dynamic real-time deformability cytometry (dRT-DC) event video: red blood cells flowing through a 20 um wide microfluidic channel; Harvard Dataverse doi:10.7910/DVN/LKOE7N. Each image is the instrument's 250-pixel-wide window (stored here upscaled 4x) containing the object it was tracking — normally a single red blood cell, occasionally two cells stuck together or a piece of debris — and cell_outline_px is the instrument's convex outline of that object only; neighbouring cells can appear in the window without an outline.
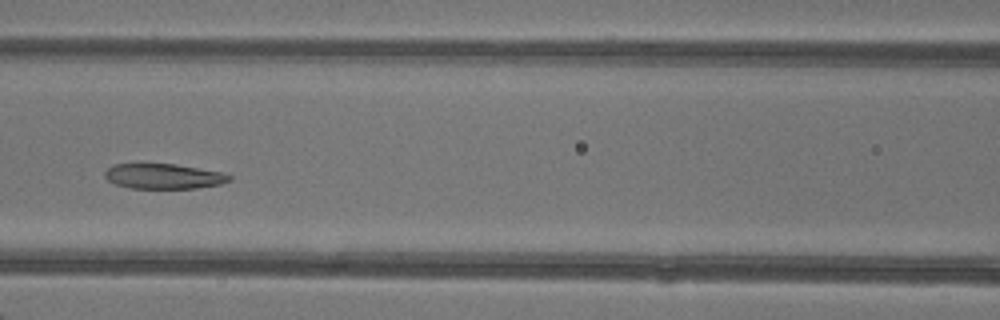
{"species": "common noctule bat (a hibernating species)", "species_latin": "Nyctalus noctula", "temperature_condition": "warm", "stored_images_in_passage": 4, "camera_frame_rate_fps": 3000, "um_per_image_px": 0.085, "animal": {"sex": "female"}, "frame": {"image": 1, "passage_image": 4, "time_ms": 3.333, "image_size_px": [1000, 320], "cell_outline_px": [[232, 180], [220, 184], [196, 188], [128, 188], [116, 184], [108, 180], [104, 176], [104, 172], [112, 164], [176, 164], [220, 172], [232, 176]], "centroid_in_image_um": [13.89, 14.98], "position_along_channel_um": 152.7, "area_um2": 18.15}}